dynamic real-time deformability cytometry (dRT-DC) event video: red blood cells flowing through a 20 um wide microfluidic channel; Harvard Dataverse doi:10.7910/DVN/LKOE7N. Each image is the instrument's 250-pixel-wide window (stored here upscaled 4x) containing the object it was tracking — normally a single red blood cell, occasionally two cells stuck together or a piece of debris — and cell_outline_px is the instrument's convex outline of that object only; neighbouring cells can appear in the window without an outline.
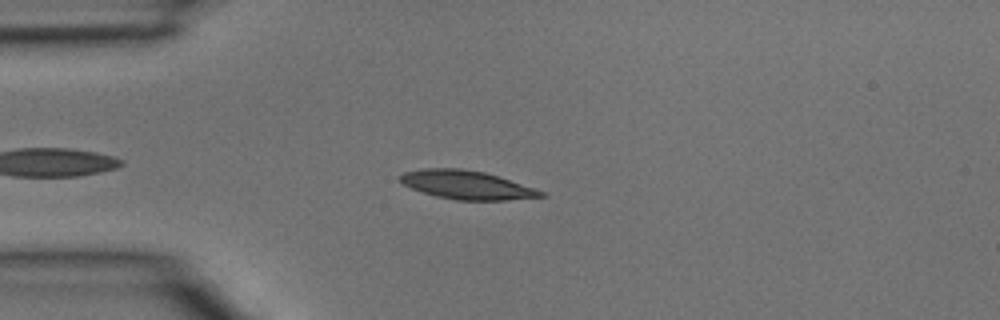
{"species": "common noctule bat (a hibernating species)", "species_latin": "Nyctalus noctula", "temperature_condition": "room temperature", "stored_images_in_passage": 3, "camera_frame_rate_fps": 3000, "um_per_image_px": 0.085, "animal": {"sex": "male", "body_mass_g": 15.6}, "frame": {"image": 1, "passage_image": 3, "time_ms": 0.667, "image_size_px": [1000, 320], "cell_outline_px": [[548, 196], [504, 200], [456, 200], [436, 196], [412, 188], [404, 184], [400, 180], [400, 176], [404, 172], [424, 168], [460, 168], [484, 172], [544, 192]], "centroid_in_image_um": [39.64, 15.72], "position_along_channel_um": 45.4, "area_um2": 22.95}}